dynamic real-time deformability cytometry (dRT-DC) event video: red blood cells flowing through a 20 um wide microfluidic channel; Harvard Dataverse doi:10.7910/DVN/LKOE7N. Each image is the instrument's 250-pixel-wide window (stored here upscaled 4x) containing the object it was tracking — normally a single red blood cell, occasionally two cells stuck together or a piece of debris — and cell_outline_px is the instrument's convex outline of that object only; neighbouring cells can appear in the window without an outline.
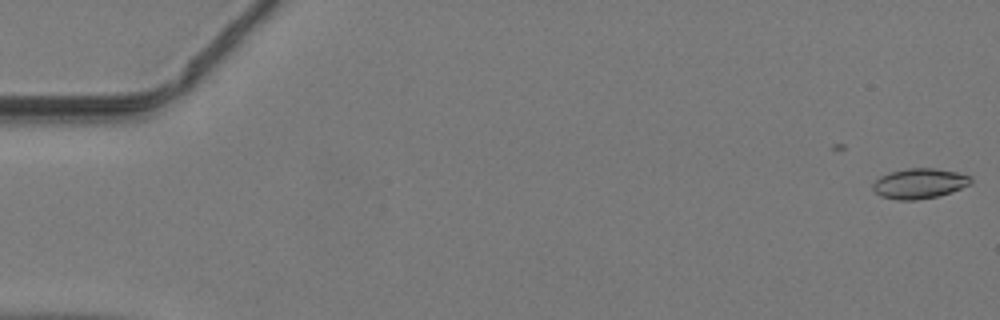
{"species": "common noctule bat (a hibernating species)", "species_latin": "Nyctalus noctula", "temperature_condition": "warm", "stored_images_in_passage": 2, "camera_frame_rate_fps": 3000, "um_per_image_px": 0.085, "animal": {"sex": "male", "body_mass_g": 19.2, "forearm_length_mm": 51.8}, "frame": {"image": 1, "passage_image": 2, "time_ms": 0.333, "image_size_px": [1000, 320], "cell_outline_px": [[972, 184], [952, 192], [936, 196], [916, 200], [896, 200], [880, 196], [872, 188], [872, 184], [880, 176], [892, 172], [908, 168], [932, 168], [956, 172], [972, 176]], "centroid_in_image_um": [78.17, 15.6], "position_along_channel_um": 6.8, "area_um2": 17.22}}